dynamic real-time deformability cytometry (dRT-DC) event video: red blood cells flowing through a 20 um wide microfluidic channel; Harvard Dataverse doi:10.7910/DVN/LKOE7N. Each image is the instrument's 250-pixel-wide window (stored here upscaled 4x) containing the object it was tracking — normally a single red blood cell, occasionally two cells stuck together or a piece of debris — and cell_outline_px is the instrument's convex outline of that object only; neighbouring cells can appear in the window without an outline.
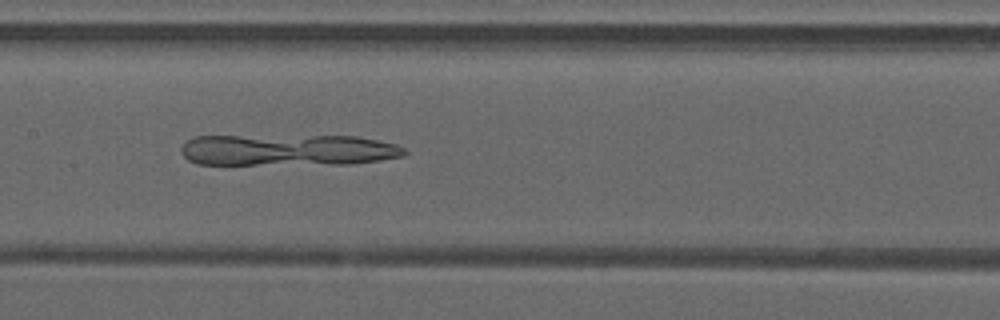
{"species": "common noctule bat (a hibernating species)", "species_latin": "Nyctalus noctula", "temperature_condition": "warm", "stored_images_in_passage": 40, "camera_frame_rate_fps": 3000, "um_per_image_px": 0.085, "animal": {"sex": "male", "forearm_length_mm": 52.5}, "frame": {"image": 1, "passage_image": 22, "time_ms": 7.0, "image_size_px": [1000, 320], "cell_outline_px": [[408, 152], [404, 156], [380, 160], [348, 164], [196, 164], [188, 160], [180, 152], [180, 148], [188, 140], [196, 136], [356, 136], [396, 144], [404, 148]], "centroid_in_image_um": [24.46, 12.75], "position_along_channel_um": 182.9, "area_um2": 41.04}}